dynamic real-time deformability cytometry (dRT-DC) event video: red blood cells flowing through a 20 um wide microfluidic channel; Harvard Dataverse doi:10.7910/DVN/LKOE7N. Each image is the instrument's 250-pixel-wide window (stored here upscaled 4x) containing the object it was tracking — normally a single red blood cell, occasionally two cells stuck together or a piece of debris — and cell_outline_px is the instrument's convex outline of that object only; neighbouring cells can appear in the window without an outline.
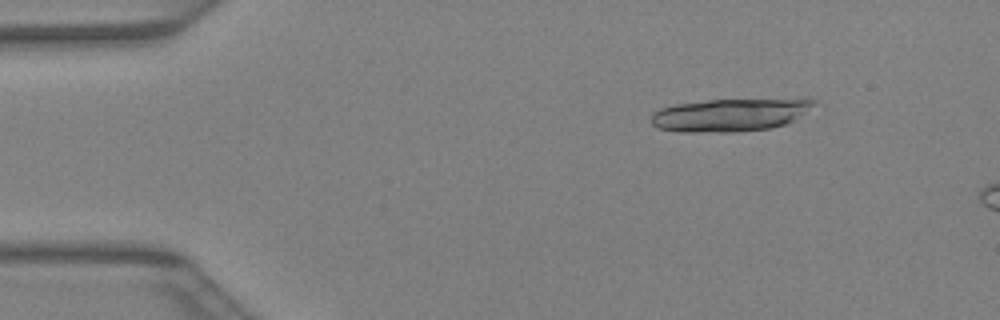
{"species": "Egyptian fruit bat (a non-hibernating species)", "species_latin": "Rousettus aegyptiacus", "temperature_condition": "warm", "stored_images_in_passage": 8, "camera_frame_rate_fps": 3000, "um_per_image_px": 0.085, "animal": {"sex": "female"}, "frame": {"image": 1, "passage_image": 4, "time_ms": 1.0, "image_size_px": [1000, 320], "cell_outline_px": [[820, 104], [792, 120], [784, 124], [768, 128], [732, 132], [680, 132], [660, 128], [652, 124], [652, 112], [660, 108], [676, 104], [708, 100], [816, 100]], "centroid_in_image_um": [62.01, 9.77], "position_along_channel_um": 23.0, "area_um2": 30.58}}